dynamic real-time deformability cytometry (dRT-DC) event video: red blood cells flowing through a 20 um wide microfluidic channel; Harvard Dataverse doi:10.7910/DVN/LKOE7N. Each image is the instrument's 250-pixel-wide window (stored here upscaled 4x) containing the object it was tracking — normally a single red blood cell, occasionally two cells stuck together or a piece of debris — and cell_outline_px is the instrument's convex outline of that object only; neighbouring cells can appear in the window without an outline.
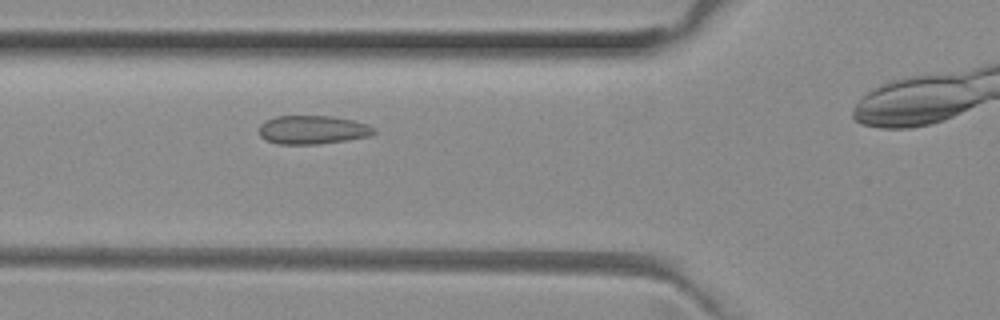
{"species": "common noctule bat (a hibernating species)", "species_latin": "Nyctalus noctula", "temperature_condition": "room temperature", "stored_images_in_passage": 26, "camera_frame_rate_fps": 3000, "um_per_image_px": 0.085, "animal": {"sex": "female", "body_mass_g": 29.2, "forearm_length_mm": 56.3}, "frame": {"image": 1, "passage_image": 3, "time_ms": 0.667, "image_size_px": [1000, 320], "cell_outline_px": [[376, 132], [368, 136], [344, 140], [316, 144], [276, 144], [260, 136], [260, 124], [276, 116], [332, 116], [352, 120], [368, 124], [376, 128]], "centroid_in_image_um": [26.58, 11.03], "position_along_channel_um": 99.2, "area_um2": 18.96}}
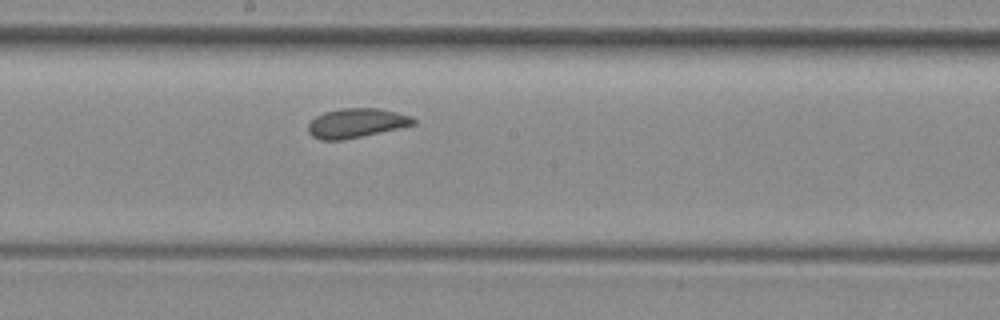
{"frame": {"image": 2, "passage_image": 12, "time_ms": 3.667, "image_size_px": [1000, 320], "cell_outline_px": [[416, 124], [344, 140], [320, 140], [312, 136], [308, 132], [308, 124], [316, 116], [324, 112], [340, 108], [380, 108], [412, 116], [416, 120]], "centroid_in_image_um": [30.28, 10.45], "position_along_channel_um": 217.9, "area_um2": 18.03}}
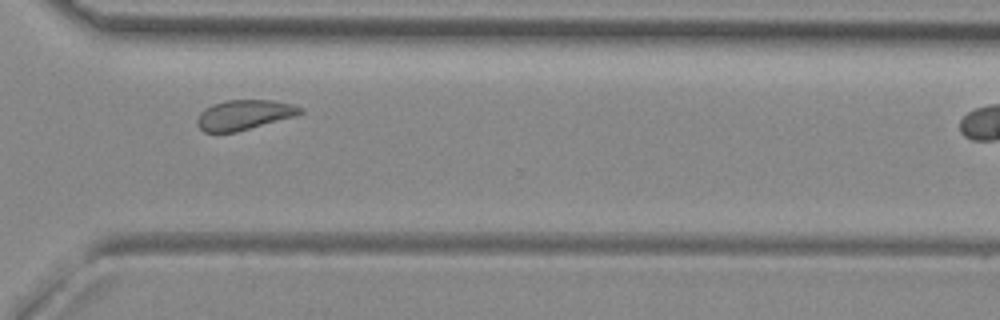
{"frame": {"image": 3, "passage_image": 22, "time_ms": 7.0, "image_size_px": [1000, 320], "cell_outline_px": [[304, 112], [296, 116], [236, 132], [204, 132], [196, 124], [196, 120], [200, 112], [204, 108], [212, 104], [228, 100], [272, 100], [292, 104], [304, 108]], "centroid_in_image_um": [20.75, 9.76], "position_along_channel_um": 349.8, "area_um2": 18.09}}